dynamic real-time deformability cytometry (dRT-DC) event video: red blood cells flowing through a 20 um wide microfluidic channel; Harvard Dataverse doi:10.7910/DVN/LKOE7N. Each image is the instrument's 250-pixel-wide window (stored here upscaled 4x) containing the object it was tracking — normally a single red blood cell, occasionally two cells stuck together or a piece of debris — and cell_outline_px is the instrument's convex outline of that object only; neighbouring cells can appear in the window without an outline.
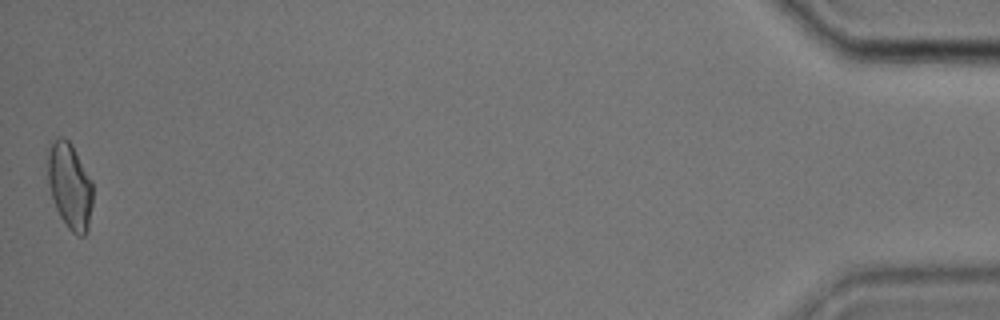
{"species": "common noctule bat (a hibernating species)", "species_latin": "Nyctalus noctula", "temperature_condition": "cold", "stored_images_in_passage": 44, "camera_frame_rate_fps": 3000, "um_per_image_px": 0.085, "animal": {"sex": "male", "body_mass_g": 17.9, "forearm_length_mm": 54.2}, "frame": {"image": 1, "passage_image": 44, "time_ms": 14.333, "image_size_px": [1000, 320], "cell_outline_px": [[92, 204], [88, 228], [84, 236], [76, 236], [68, 228], [60, 216], [56, 208], [48, 184], [44, 148], [48, 140], [56, 136], [64, 136], [72, 144], [92, 180]], "centroid_in_image_um": [5.86, 15.67], "position_along_channel_um": 429.3, "area_um2": 23.58}}